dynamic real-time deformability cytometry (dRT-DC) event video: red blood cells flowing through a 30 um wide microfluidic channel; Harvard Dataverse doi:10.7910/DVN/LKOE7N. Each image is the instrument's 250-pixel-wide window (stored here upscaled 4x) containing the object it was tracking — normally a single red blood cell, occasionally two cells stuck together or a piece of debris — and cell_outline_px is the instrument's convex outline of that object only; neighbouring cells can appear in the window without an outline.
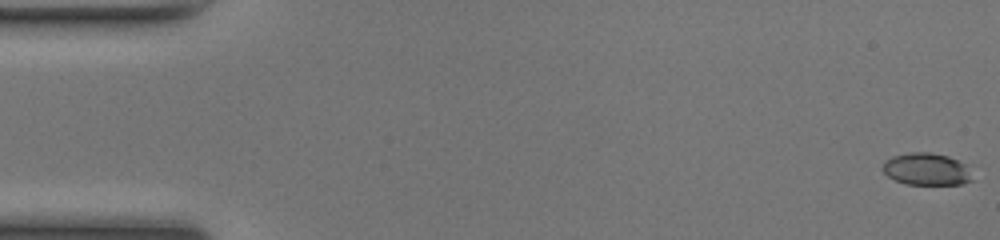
{"species": "common noctule bat (a hibernating species)", "species_latin": "Nyctalus noctula", "temperature_condition": "room temperature", "stored_images_in_passage": 50, "camera_frame_rate_fps": 3000, "um_per_image_px": 0.085, "animal": {"sex": "female", "body_mass_g": 17.0, "forearm_length_mm": 48.0}, "frame": {"image": 1, "passage_image": 1, "time_ms": 0.0, "image_size_px": [1000, 240], "cell_outline_px": [[972, 180], [964, 184], [908, 184], [896, 180], [888, 176], [884, 172], [884, 160], [892, 156], [908, 152], [928, 152], [948, 156], [964, 164]], "centroid_in_image_um": [78.72, 14.37], "position_along_channel_um": 6.3, "area_um2": 16.47}}
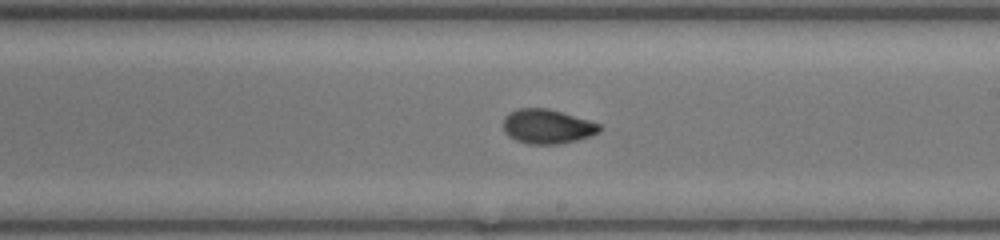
{"frame": {"image": 2, "passage_image": 29, "time_ms": 9.333, "image_size_px": [1000, 240], "cell_outline_px": [[604, 128], [600, 132], [576, 140], [560, 144], [528, 144], [516, 140], [508, 136], [504, 132], [504, 116], [508, 112], [516, 108], [548, 108], [588, 120], [600, 124]], "centroid_in_image_um": [46.5, 10.74], "position_along_channel_um": 242.5, "area_um2": 19.42}}
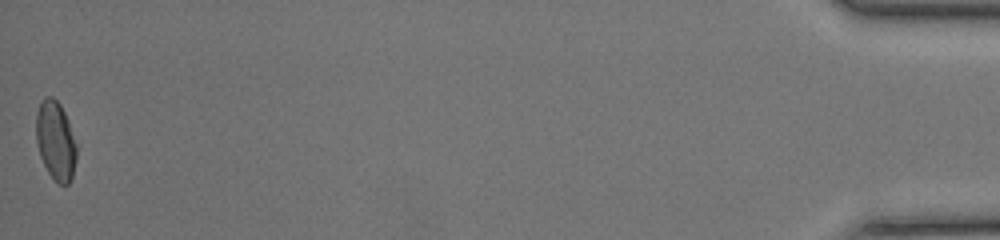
{"frame": {"image": 3, "passage_image": 50, "time_ms": 16.333, "image_size_px": [1000, 240], "cell_outline_px": [[76, 160], [72, 180], [68, 184], [56, 184], [48, 172], [40, 156], [36, 140], [36, 112], [40, 100], [44, 96], [52, 96], [60, 104], [64, 112], [76, 144]], "centroid_in_image_um": [4.71, 11.96], "position_along_channel_um": 430.5, "area_um2": 18.73}, "authors_computed_cell_mechanics": {"area_um2": 18.785, "velocity_mm_per_s": 4.1968, "shape_relaxation_time_tau1_ms": 5.0435, "shape_relaxation_time_tau2_ms": 1.5666, "deformation_change_tau1": 0.1725, "deformation_change_tau2": 0.0561}}